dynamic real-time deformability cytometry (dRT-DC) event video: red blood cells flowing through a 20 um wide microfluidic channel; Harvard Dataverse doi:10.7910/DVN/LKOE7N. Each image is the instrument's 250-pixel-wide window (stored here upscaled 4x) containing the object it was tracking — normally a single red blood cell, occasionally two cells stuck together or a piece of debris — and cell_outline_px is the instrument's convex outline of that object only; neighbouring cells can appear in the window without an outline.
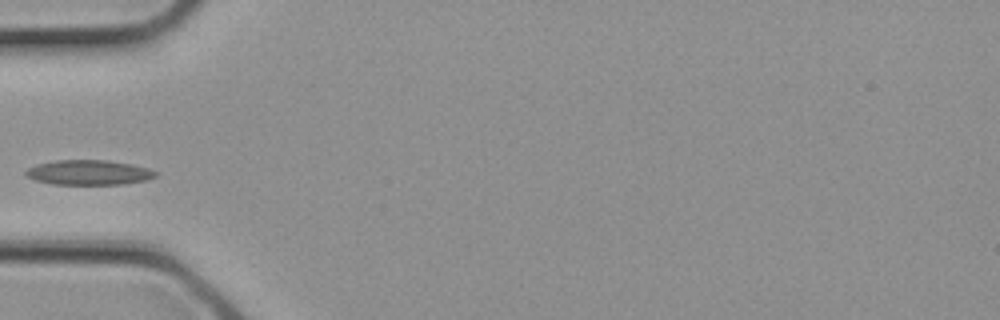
{"species": "common noctule bat (a hibernating species)", "species_latin": "Nyctalus noctula", "temperature_condition": "cold", "stored_images_in_passage": 2, "camera_frame_rate_fps": 3000, "um_per_image_px": 0.085, "animal": {"sex": "female", "body_mass_g": 21.9}, "frame": {"image": 1, "passage_image": 2, "time_ms": 0.333, "image_size_px": [1000, 320], "cell_outline_px": [[160, 172], [156, 176], [148, 180], [120, 184], [52, 184], [36, 180], [24, 176], [24, 172], [28, 168], [36, 164], [56, 160], [108, 160], [132, 164], [148, 168]], "centroid_in_image_um": [7.55, 14.65], "position_along_channel_um": 77.4, "area_um2": 18.96}}